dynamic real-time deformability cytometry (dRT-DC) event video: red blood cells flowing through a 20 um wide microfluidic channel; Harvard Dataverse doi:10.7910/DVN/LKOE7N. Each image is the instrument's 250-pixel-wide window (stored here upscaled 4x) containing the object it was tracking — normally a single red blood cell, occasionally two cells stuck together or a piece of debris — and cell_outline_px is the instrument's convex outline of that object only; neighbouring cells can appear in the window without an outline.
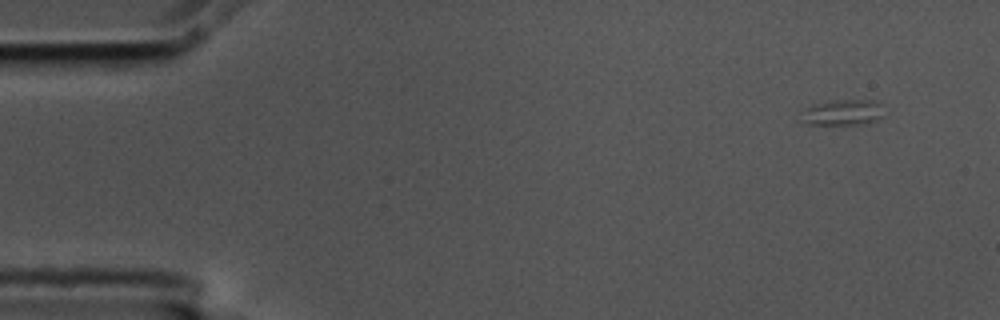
{"species": "common noctule bat (a hibernating species)", "species_latin": "Nyctalus noctula", "temperature_condition": "cold", "stored_images_in_passage": 6, "camera_frame_rate_fps": 3000, "um_per_image_px": 0.085, "animal": {"sex": "male", "body_mass_g": 17.5, "forearm_length_mm": 52.3}, "frame": {"image": 1, "passage_image": 1, "time_ms": 0.0, "image_size_px": [1000, 320], "cell_outline_px": [[880, 116], [876, 120], [864, 124], [808, 124], [804, 120], [804, 108], [812, 104], [828, 100], [872, 100], [880, 104]], "centroid_in_image_um": [71.6, 9.54], "position_along_channel_um": 13.4, "area_um2": 12.08}}